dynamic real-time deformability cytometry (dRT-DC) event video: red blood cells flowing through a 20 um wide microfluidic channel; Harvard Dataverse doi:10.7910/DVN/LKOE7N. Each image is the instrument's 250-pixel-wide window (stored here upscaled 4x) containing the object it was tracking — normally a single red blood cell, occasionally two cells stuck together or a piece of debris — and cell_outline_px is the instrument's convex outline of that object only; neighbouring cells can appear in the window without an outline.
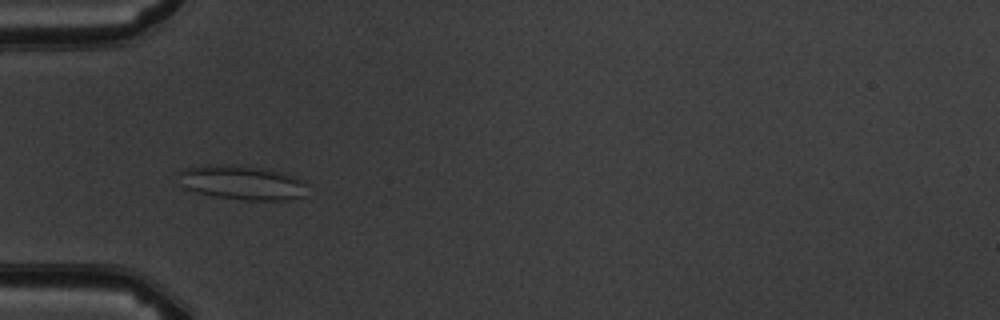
{"species": "common noctule bat (a hibernating species)", "species_latin": "Nyctalus noctula", "temperature_condition": "warm", "stored_images_in_passage": 12, "camera_frame_rate_fps": 3000, "um_per_image_px": 0.085, "animal": {"sex": "male", "body_mass_g": 19.5, "forearm_length_mm": 54.6}, "frame": {"image": 1, "passage_image": 6, "time_ms": 5.667, "image_size_px": [1000, 320], "cell_outline_px": [[304, 196], [288, 200], [244, 200], [216, 196], [196, 192], [184, 188], [176, 172], [184, 168], [208, 164], [228, 164], [260, 168], [292, 176], [304, 180]], "centroid_in_image_um": [20.49, 15.52], "position_along_channel_um": 64.5, "area_um2": 25.55}}
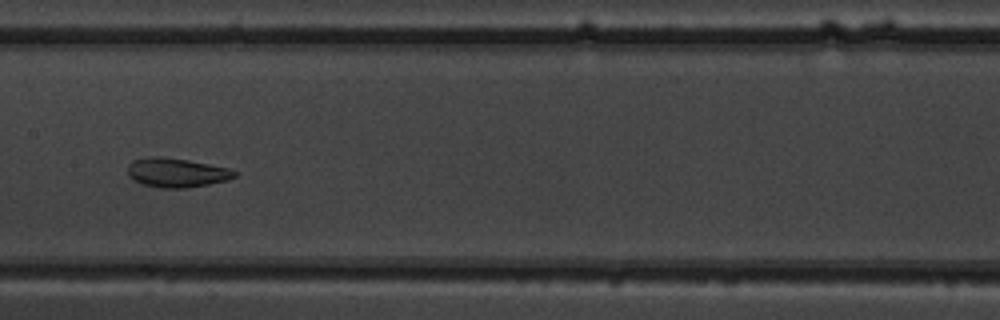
{"frame": {"image": 2, "passage_image": 9, "time_ms": 9.0, "image_size_px": [1000, 320], "cell_outline_px": [[236, 176], [228, 180], [188, 188], [160, 188], [144, 184], [132, 180], [128, 176], [128, 164], [132, 160], [148, 156], [160, 156], [188, 160], [228, 168], [236, 172]], "centroid_in_image_um": [14.96, 14.67], "position_along_channel_um": 192.4, "area_um2": 18.26}}
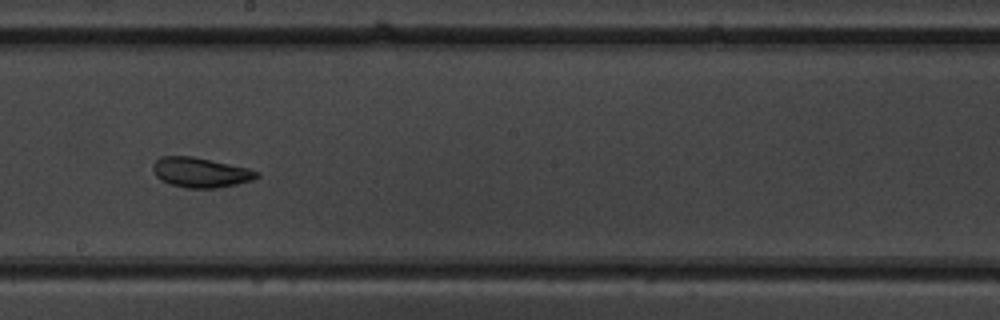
{"frame": {"image": 3, "passage_image": 10, "time_ms": 10.0, "image_size_px": [1000, 320], "cell_outline_px": [[260, 176], [252, 180], [236, 184], [216, 188], [188, 188], [172, 184], [160, 180], [156, 176], [152, 168], [152, 164], [160, 156], [192, 156], [248, 168], [260, 172]], "centroid_in_image_um": [17.04, 14.65], "position_along_channel_um": 231.2, "area_um2": 18.03}}